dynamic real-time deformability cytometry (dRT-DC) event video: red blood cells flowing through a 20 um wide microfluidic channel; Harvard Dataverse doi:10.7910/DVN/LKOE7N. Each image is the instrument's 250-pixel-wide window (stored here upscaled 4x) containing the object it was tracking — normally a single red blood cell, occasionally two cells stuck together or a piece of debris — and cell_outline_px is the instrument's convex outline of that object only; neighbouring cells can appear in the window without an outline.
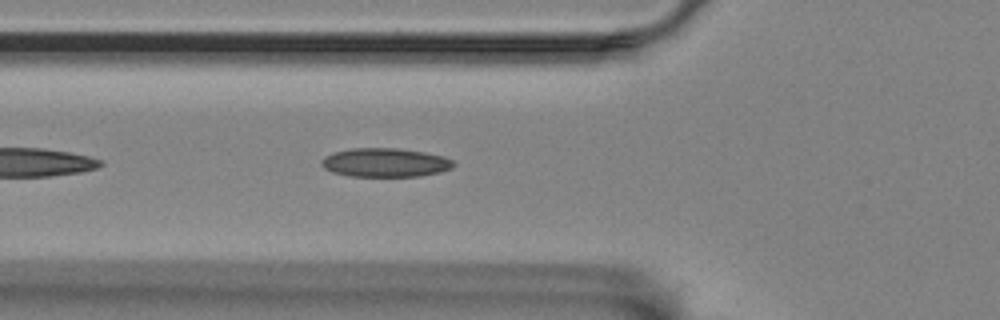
{"species": "Egyptian fruit bat (a non-hibernating species)", "species_latin": "Rousettus aegyptiacus", "temperature_condition": "room temperature", "stored_images_in_passage": 17, "camera_frame_rate_fps": 3000, "um_per_image_px": 0.085, "animal": {"sex": "female"}, "frame": {"image": 1, "passage_image": 6, "time_ms": 1.667, "image_size_px": [1000, 320], "cell_outline_px": [[456, 164], [452, 168], [440, 172], [420, 176], [348, 176], [332, 172], [324, 168], [320, 164], [320, 160], [324, 156], [336, 152], [352, 148], [400, 148], [424, 152], [444, 156], [452, 160]], "centroid_in_image_um": [32.74, 13.81], "position_along_channel_um": 93.1, "area_um2": 22.31}}
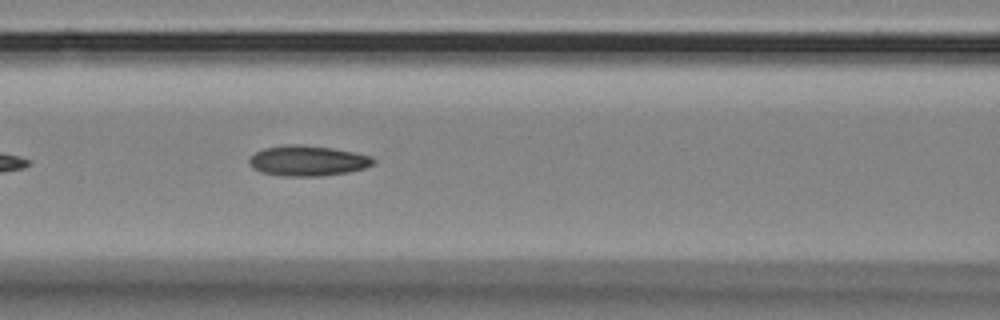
{"frame": {"image": 2, "passage_image": 10, "time_ms": 3.0, "image_size_px": [1000, 320], "cell_outline_px": [[376, 160], [372, 164], [364, 168], [348, 172], [320, 176], [280, 176], [260, 172], [252, 168], [248, 164], [248, 160], [256, 152], [264, 148], [288, 144], [300, 144], [332, 148], [372, 156]], "centroid_in_image_um": [26.12, 13.67], "position_along_channel_um": 140.5, "area_um2": 22.02}}